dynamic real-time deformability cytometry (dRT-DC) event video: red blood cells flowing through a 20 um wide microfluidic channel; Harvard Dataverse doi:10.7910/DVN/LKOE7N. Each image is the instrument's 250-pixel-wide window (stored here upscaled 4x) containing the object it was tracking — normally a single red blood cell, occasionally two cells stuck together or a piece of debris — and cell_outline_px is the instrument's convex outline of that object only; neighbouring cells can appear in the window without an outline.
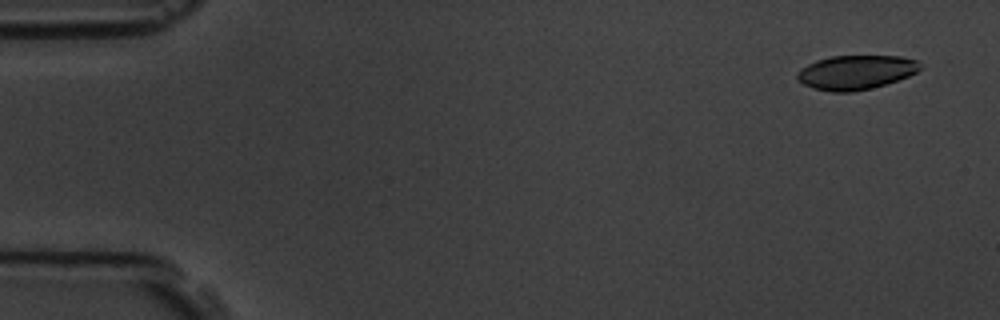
{"species": "common noctule bat (a hibernating species)", "species_latin": "Nyctalus noctula", "temperature_condition": "room temperature", "stored_images_in_passage": 5, "camera_frame_rate_fps": 3000, "um_per_image_px": 0.085, "animal": {"sex": "male", "body_mass_g": 19.5, "forearm_length_mm": 54.6}, "frame": {"image": 1, "passage_image": 1, "time_ms": 0.0, "image_size_px": [1000, 320], "cell_outline_px": [[924, 68], [908, 76], [884, 84], [852, 92], [832, 92], [816, 88], [804, 84], [796, 80], [796, 72], [800, 68], [816, 60], [832, 56], [900, 56], [920, 60]], "centroid_in_image_um": [72.76, 6.13], "position_along_channel_um": 12.2, "area_um2": 24.57}}